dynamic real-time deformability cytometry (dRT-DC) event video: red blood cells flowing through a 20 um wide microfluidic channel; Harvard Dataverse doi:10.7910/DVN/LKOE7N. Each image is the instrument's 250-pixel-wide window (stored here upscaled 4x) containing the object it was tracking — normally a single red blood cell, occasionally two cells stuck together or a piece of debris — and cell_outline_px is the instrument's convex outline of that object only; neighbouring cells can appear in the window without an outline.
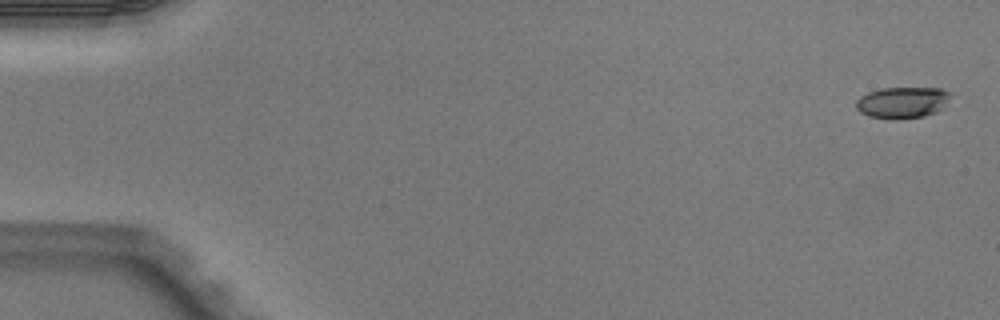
{"species": "Egyptian fruit bat (a non-hibernating species)", "species_latin": "Rousettus aegyptiacus", "temperature_condition": "warm", "stored_images_in_passage": 7, "camera_frame_rate_fps": 3000, "um_per_image_px": 0.085, "animal": {"sex": "male"}, "frame": {"image": 1, "passage_image": 1, "time_ms": 0.0, "image_size_px": [1000, 320], "cell_outline_px": [[948, 100], [936, 112], [924, 116], [896, 120], [868, 116], [860, 112], [856, 108], [856, 100], [860, 96], [868, 92], [880, 88], [940, 88], [948, 92]], "centroid_in_image_um": [76.63, 8.72], "position_along_channel_um": 8.4, "area_um2": 17.17}}
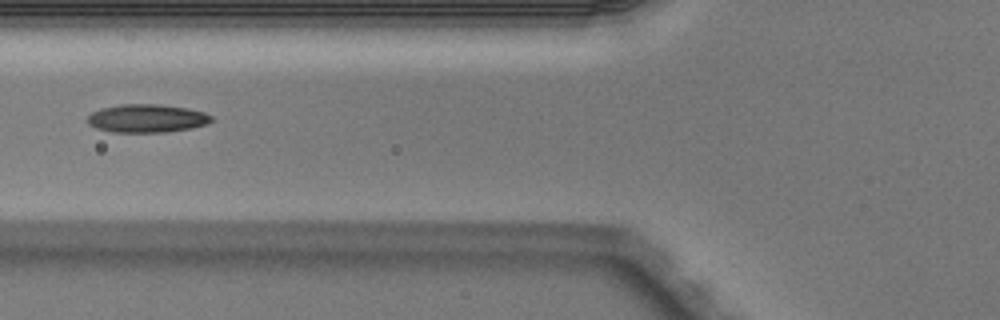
{"frame": {"image": 2, "passage_image": 6, "time_ms": 1.667, "image_size_px": [1000, 320], "cell_outline_px": [[216, 120], [208, 124], [192, 128], [164, 132], [112, 132], [96, 128], [88, 124], [88, 116], [92, 112], [100, 108], [120, 104], [160, 104], [188, 108], [204, 112], [212, 116]], "centroid_in_image_um": [12.52, 10.06], "position_along_channel_um": 113.3, "area_um2": 20.63}}
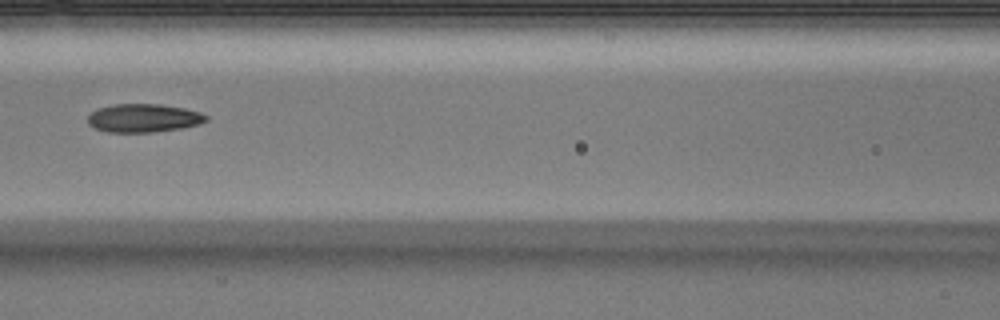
{"frame": {"image": 3, "passage_image": 7, "time_ms": 2.0, "image_size_px": [1000, 320], "cell_outline_px": [[208, 120], [200, 124], [184, 128], [152, 132], [108, 132], [96, 128], [88, 124], [88, 116], [96, 108], [116, 104], [160, 104], [184, 108], [200, 112], [208, 116]], "centroid_in_image_um": [12.23, 10.03], "position_along_channel_um": 154.4, "area_um2": 19.65}}